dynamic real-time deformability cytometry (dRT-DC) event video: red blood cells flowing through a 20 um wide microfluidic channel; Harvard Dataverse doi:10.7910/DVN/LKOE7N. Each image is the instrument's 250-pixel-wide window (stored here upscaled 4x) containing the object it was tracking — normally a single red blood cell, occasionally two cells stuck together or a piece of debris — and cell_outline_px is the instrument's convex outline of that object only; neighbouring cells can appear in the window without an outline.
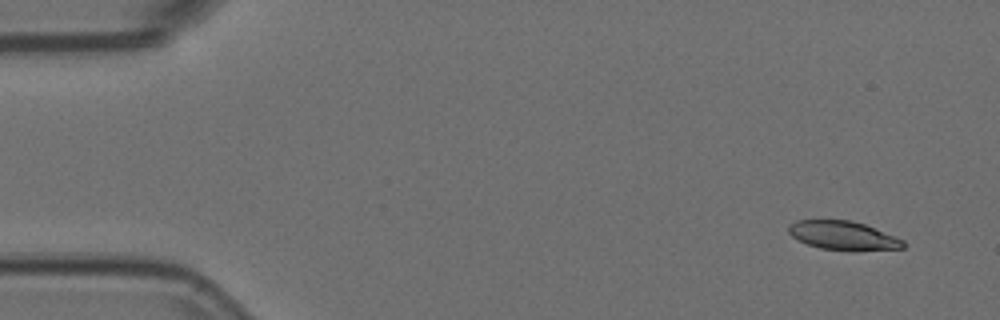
{"species": "Egyptian fruit bat (a non-hibernating species)", "species_latin": "Rousettus aegyptiacus", "temperature_condition": "room temperature", "stored_images_in_passage": 4, "camera_frame_rate_fps": 3000, "um_per_image_px": 0.085, "animal": {"sex": "female"}, "frame": {"image": 1, "passage_image": 1, "time_ms": 0.0, "image_size_px": [1000, 320], "cell_outline_px": [[904, 248], [852, 252], [820, 248], [808, 244], [792, 236], [788, 232], [788, 224], [796, 220], [852, 220], [864, 224], [904, 240]], "centroid_in_image_um": [71.67, 20.03], "position_along_channel_um": 13.3, "area_um2": 19.42}}
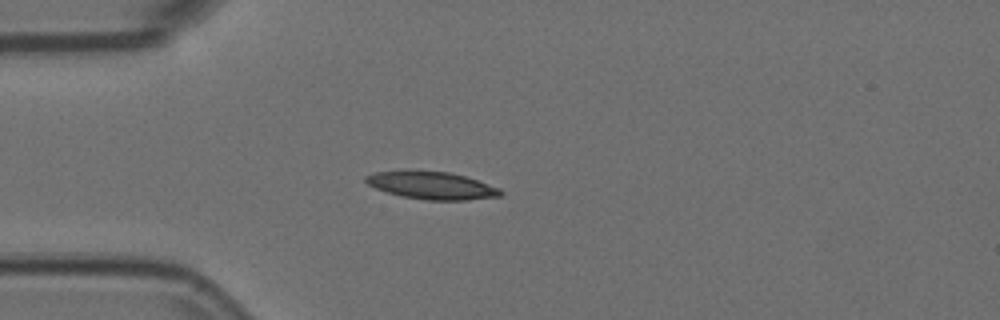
{"frame": {"image": 2, "passage_image": 4, "time_ms": 1.0, "image_size_px": [1000, 320], "cell_outline_px": [[504, 192], [500, 196], [468, 200], [428, 200], [400, 196], [376, 188], [368, 184], [364, 180], [364, 176], [376, 172], [404, 168], [408, 168], [448, 172], [464, 176], [500, 188]], "centroid_in_image_um": [36.64, 15.73], "position_along_channel_um": 48.4, "area_um2": 22.14}}